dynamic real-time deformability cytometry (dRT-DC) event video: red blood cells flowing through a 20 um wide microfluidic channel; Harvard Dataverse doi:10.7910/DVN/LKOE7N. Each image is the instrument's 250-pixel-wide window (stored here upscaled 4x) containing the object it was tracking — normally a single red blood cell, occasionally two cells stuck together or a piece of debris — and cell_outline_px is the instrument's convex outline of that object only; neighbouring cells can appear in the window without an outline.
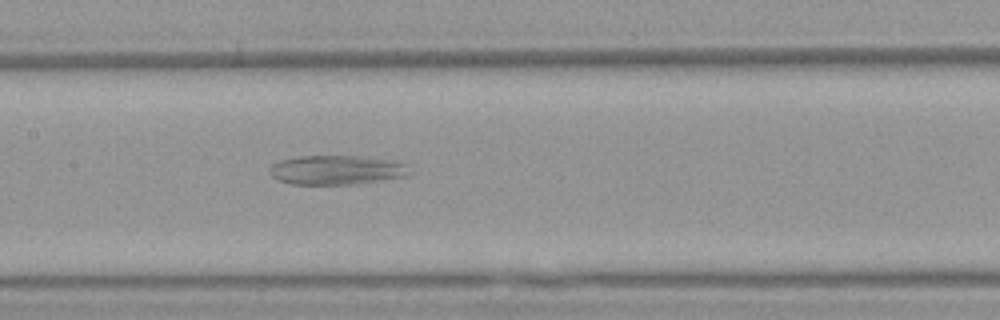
{"species": "Egyptian fruit bat (a non-hibernating species)", "species_latin": "Rousettus aegyptiacus", "temperature_condition": "warm", "stored_images_in_passage": 54, "camera_frame_rate_fps": 3000, "um_per_image_px": 0.085, "animal": {"sex": "female"}, "frame": {"image": 1, "passage_image": 26, "time_ms": 8.333, "image_size_px": [1000, 320], "cell_outline_px": [[412, 172], [408, 176], [356, 184], [292, 184], [276, 180], [268, 172], [268, 168], [272, 164], [280, 160], [296, 156], [360, 156], [384, 160], [404, 164]], "centroid_in_image_um": [28.53, 14.46], "position_along_channel_um": 178.9, "area_um2": 23.87}}
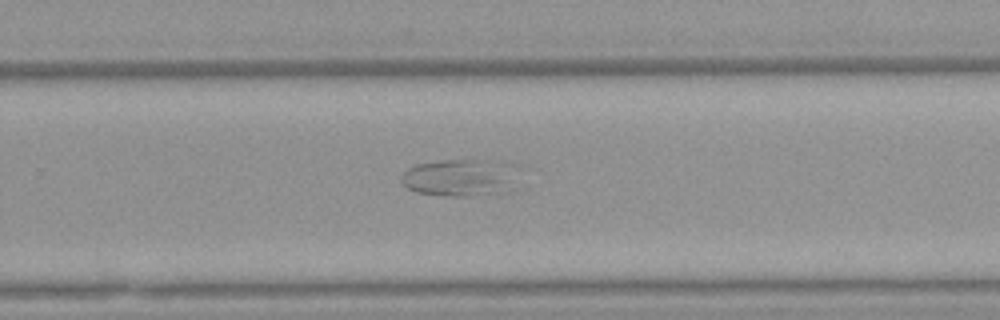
{"frame": {"image": 2, "passage_image": 35, "time_ms": 11.333, "image_size_px": [1000, 320], "cell_outline_px": [[528, 168], [512, 192], [468, 196], [444, 196], [416, 192], [408, 188], [400, 180], [400, 176], [408, 168], [416, 164], [440, 160], [504, 160], [528, 164]], "centroid_in_image_um": [39.45, 15.06], "position_along_channel_um": 290.4, "area_um2": 27.63}}
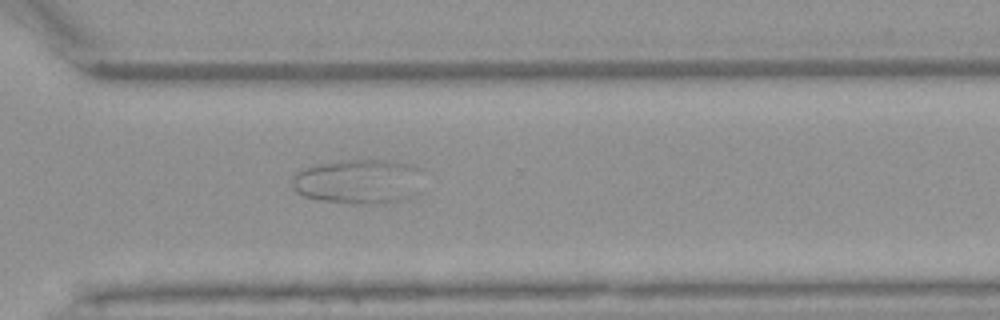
{"frame": {"image": 3, "passage_image": 39, "time_ms": 12.667, "image_size_px": [1000, 320], "cell_outline_px": [[424, 168], [420, 196], [400, 200], [372, 204], [360, 204], [320, 200], [304, 196], [296, 192], [292, 188], [292, 176], [296, 172], [304, 168], [320, 164], [340, 160], [388, 160], [412, 164]], "centroid_in_image_um": [30.58, 15.42], "position_along_channel_um": 340.0, "area_um2": 34.97}}